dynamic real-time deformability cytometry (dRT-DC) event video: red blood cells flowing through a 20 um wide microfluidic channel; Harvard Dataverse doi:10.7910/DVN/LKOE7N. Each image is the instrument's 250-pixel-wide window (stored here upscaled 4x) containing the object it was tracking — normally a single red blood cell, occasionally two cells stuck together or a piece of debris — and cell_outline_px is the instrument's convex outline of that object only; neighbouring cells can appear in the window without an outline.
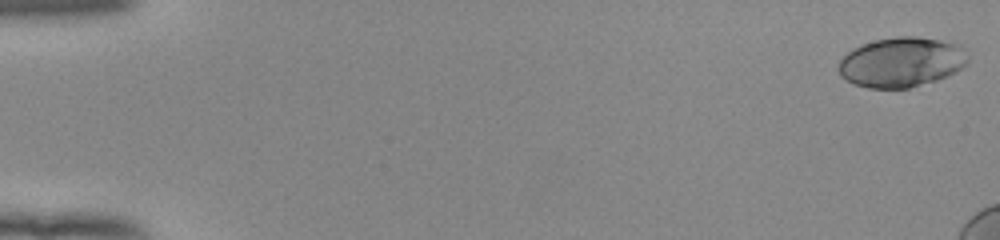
{"species": "human", "species_latin": "Homo sapiens", "temperature_condition": "room temperature", "stored_images_in_passage": 13, "camera_frame_rate_fps": 3000, "um_per_image_px": 0.085, "donor": {"sex": "female"}, "frame": {"image": 1, "passage_image": 1, "time_ms": 0.0, "image_size_px": [1000, 240], "cell_outline_px": [[968, 64], [956, 72], [948, 76], [936, 80], [908, 88], [868, 88], [852, 84], [840, 76], [836, 64], [852, 48], [876, 40], [896, 36], [916, 36], [940, 40], [960, 44], [968, 56]], "centroid_in_image_um": [76.62, 5.29], "position_along_channel_um": 8.4, "area_um2": 37.92}}